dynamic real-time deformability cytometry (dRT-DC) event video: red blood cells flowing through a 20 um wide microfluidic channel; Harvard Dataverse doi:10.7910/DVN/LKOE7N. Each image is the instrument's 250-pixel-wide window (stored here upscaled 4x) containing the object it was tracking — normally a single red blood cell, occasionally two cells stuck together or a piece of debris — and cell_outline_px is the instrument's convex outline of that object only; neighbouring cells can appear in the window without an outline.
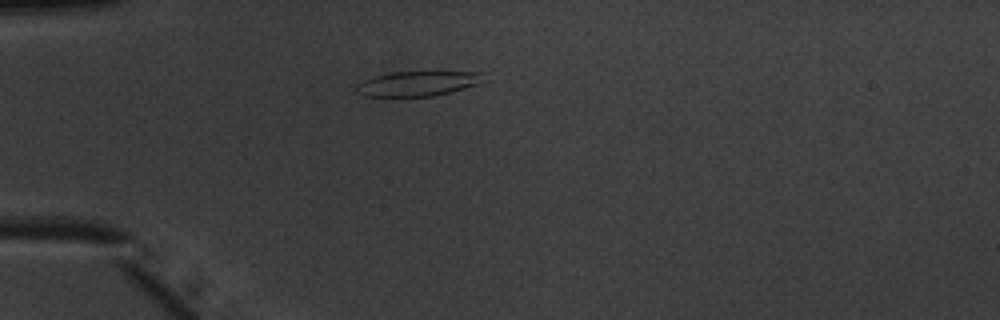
{"species": "common noctule bat (a hibernating species)", "species_latin": "Nyctalus noctula", "temperature_condition": "warm", "stored_images_in_passage": 38, "camera_frame_rate_fps": 3000, "um_per_image_px": 0.085, "animal": {"sex": "male", "body_mass_g": 20.1, "forearm_length_mm": 53.5}, "frame": {"image": 1, "passage_image": 2, "time_ms": 0.333, "image_size_px": [1000, 320], "cell_outline_px": [[488, 80], [480, 84], [452, 92], [432, 96], [364, 96], [356, 92], [356, 84], [364, 80], [376, 76], [392, 72], [488, 72]], "centroid_in_image_um": [35.63, 7.1], "position_along_channel_um": 49.4, "area_um2": 18.73}}
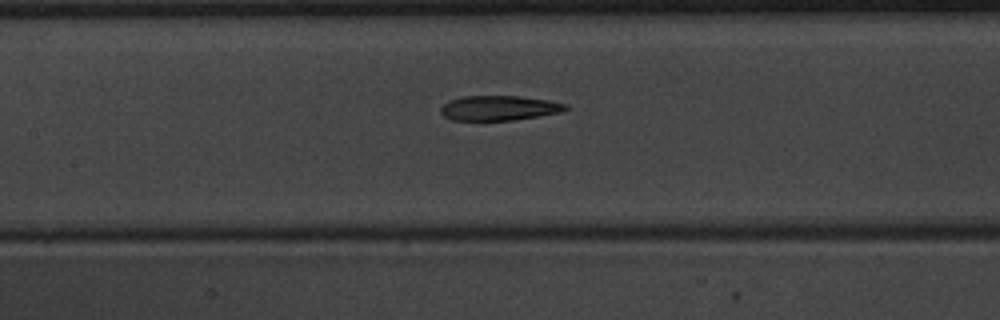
{"frame": {"image": 2, "passage_image": 12, "time_ms": 3.667, "image_size_px": [1000, 320], "cell_outline_px": [[572, 108], [564, 112], [516, 120], [452, 120], [444, 116], [440, 112], [440, 108], [448, 100], [464, 96], [520, 96], [548, 100], [568, 104]], "centroid_in_image_um": [42.49, 9.18], "position_along_channel_um": 164.9, "area_um2": 18.38}}
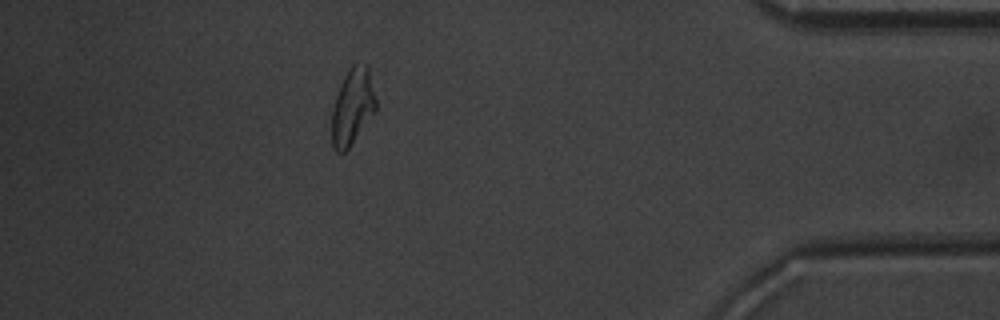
{"frame": {"image": 3, "passage_image": 33, "time_ms": 10.667, "image_size_px": [1000, 320], "cell_outline_px": [[376, 112], [348, 148], [344, 152], [336, 152], [332, 144], [332, 108], [340, 84], [348, 68], [352, 64], [368, 64], [376, 100]], "centroid_in_image_um": [29.97, 9.05], "position_along_channel_um": 405.2, "area_um2": 19.71}, "authors_computed_cell_mechanics": {"area_um2": 19.3919, "velocity_mm_per_s": 4.006, "shape_relaxation_time_tau1_ms": 8.5436, "shape_relaxation_time_tau2_ms": 2.0642, "deformation_change_tau1": 0.2312, "deformation_change_tau2": 0.1}}